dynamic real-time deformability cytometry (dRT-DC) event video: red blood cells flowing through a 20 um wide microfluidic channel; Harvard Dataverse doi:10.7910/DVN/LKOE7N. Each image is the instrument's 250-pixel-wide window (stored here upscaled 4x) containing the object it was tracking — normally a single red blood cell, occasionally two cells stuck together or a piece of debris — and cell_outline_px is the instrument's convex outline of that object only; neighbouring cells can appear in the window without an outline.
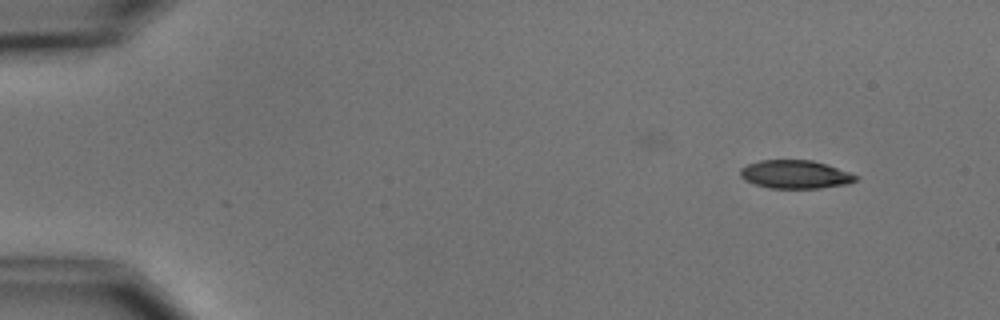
{"species": "common noctule bat (a hibernating species)", "species_latin": "Nyctalus noctula", "temperature_condition": "cold", "stored_images_in_passage": 7, "camera_frame_rate_fps": 3000, "um_per_image_px": 0.085, "animal": {"sex": "male", "body_mass_g": 15.6}, "frame": {"image": 1, "passage_image": 1, "time_ms": 0.0, "image_size_px": [1000, 320], "cell_outline_px": [[860, 176], [856, 180], [848, 184], [820, 188], [768, 188], [744, 180], [740, 176], [740, 168], [748, 164], [760, 160], [812, 160]], "centroid_in_image_um": [67.58, 14.83], "position_along_channel_um": 17.4, "area_um2": 18.96}}
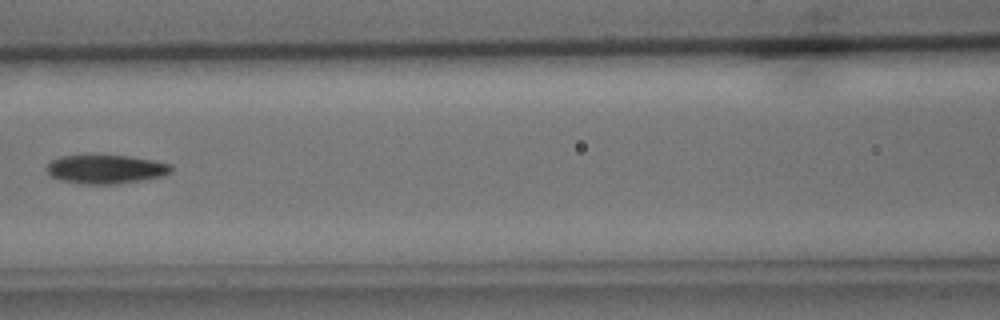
{"frame": {"image": 2, "passage_image": 6, "time_ms": 6.667, "image_size_px": [1000, 320], "cell_outline_px": [[172, 172], [160, 176], [140, 180], [116, 184], [80, 184], [60, 180], [52, 176], [48, 172], [48, 164], [52, 160], [60, 156], [128, 156], [152, 160], [172, 164]], "centroid_in_image_um": [9.0, 14.39], "position_along_channel_um": 157.6, "area_um2": 20.58}}
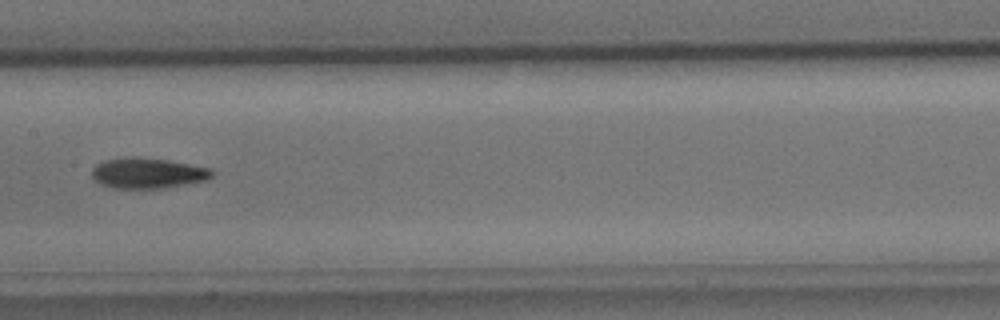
{"frame": {"image": 3, "passage_image": 7, "time_ms": 7.667, "image_size_px": [1000, 320], "cell_outline_px": [[216, 172], [208, 180], [160, 188], [116, 188], [100, 184], [92, 176], [92, 168], [96, 164], [104, 160], [124, 156], [168, 160], [212, 168]], "centroid_in_image_um": [12.57, 14.7], "position_along_channel_um": 194.8, "area_um2": 21.39}}